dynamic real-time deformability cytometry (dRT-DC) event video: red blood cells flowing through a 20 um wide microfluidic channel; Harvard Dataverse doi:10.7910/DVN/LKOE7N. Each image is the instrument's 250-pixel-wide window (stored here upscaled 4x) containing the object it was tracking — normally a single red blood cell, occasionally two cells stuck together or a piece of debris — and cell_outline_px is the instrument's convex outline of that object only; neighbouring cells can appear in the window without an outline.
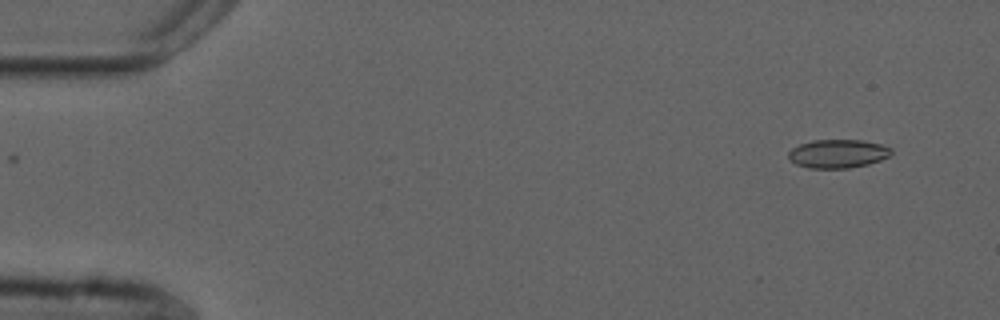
{"species": "common noctule bat (a hibernating species)", "species_latin": "Nyctalus noctula", "temperature_condition": "cold", "stored_images_in_passage": 27, "camera_frame_rate_fps": 3000, "um_per_image_px": 0.085, "animal": {"sex": "male", "forearm_length_mm": 52.5}, "frame": {"image": 1, "passage_image": 1, "time_ms": 0.0, "image_size_px": [1000, 320], "cell_outline_px": [[892, 152], [888, 156], [880, 160], [868, 164], [848, 168], [808, 168], [796, 164], [788, 156], [788, 152], [792, 148], [800, 144], [812, 140], [864, 140], [880, 144], [892, 148]], "centroid_in_image_um": [71.22, 13.06], "position_along_channel_um": 13.8, "area_um2": 17.05}}
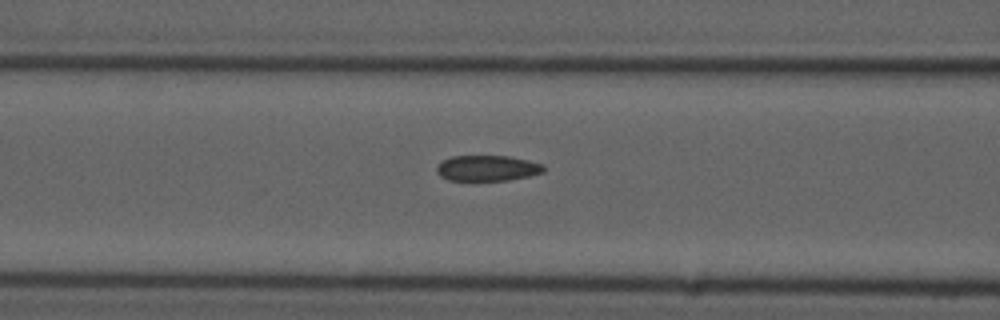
{"frame": {"image": 2, "passage_image": 19, "time_ms": 6.0, "image_size_px": [1000, 320], "cell_outline_px": [[544, 172], [528, 176], [508, 180], [448, 180], [440, 176], [436, 172], [436, 164], [452, 156], [508, 156], [528, 160], [544, 164]], "centroid_in_image_um": [41.41, 14.29], "position_along_channel_um": 125.2, "area_um2": 16.01}}
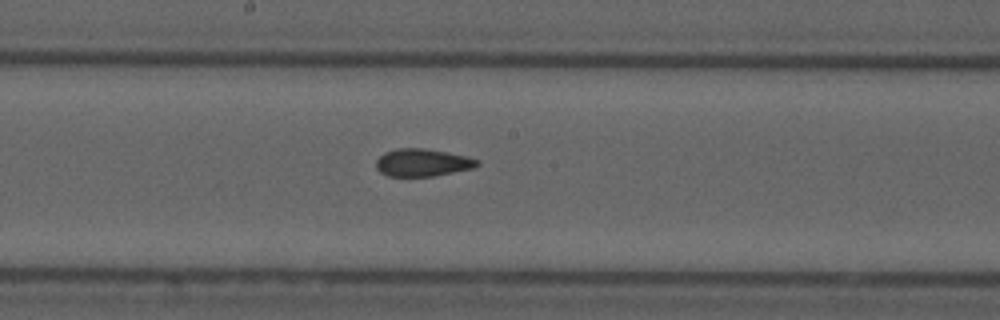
{"frame": {"image": 3, "passage_image": 26, "time_ms": 8.333, "image_size_px": [1000, 320], "cell_outline_px": [[480, 164], [472, 168], [432, 176], [388, 176], [380, 172], [376, 168], [376, 160], [384, 152], [396, 148], [424, 148], [468, 156], [480, 160]], "centroid_in_image_um": [35.9, 13.81], "position_along_channel_um": 212.3, "area_um2": 16.24}}